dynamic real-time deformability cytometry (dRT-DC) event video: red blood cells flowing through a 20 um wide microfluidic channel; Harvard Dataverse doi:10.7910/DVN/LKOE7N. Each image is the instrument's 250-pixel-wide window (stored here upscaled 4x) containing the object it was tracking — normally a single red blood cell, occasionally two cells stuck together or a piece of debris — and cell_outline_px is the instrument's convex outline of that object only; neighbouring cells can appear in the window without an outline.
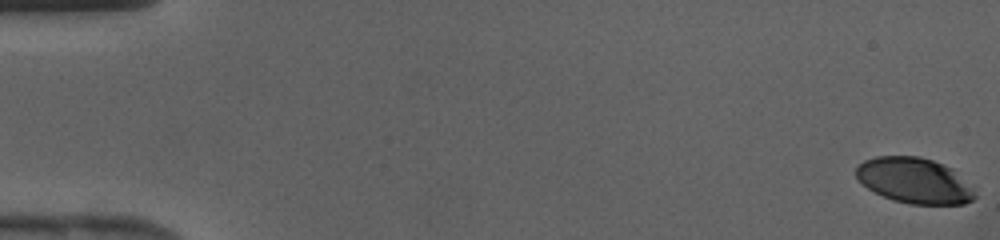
{"species": "human", "species_latin": "Homo sapiens", "temperature_condition": "cold", "stored_images_in_passage": 44, "camera_frame_rate_fps": 3000, "um_per_image_px": 0.085, "donor": {"sex": "female"}, "frame": {"image": 1, "passage_image": 1, "time_ms": 0.0, "image_size_px": [1000, 240], "cell_outline_px": [[976, 196], [972, 200], [964, 204], [908, 204], [892, 200], [868, 188], [856, 180], [856, 168], [864, 160], [876, 156], [920, 156], [944, 164], [952, 168], [972, 188]], "centroid_in_image_um": [77.7, 15.34], "position_along_channel_um": 7.3, "area_um2": 31.5}}
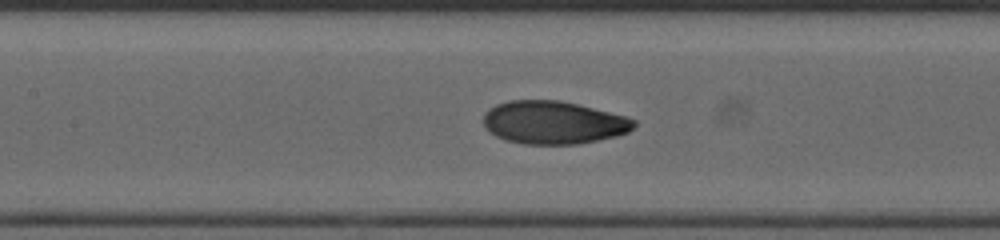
{"frame": {"image": 2, "passage_image": 21, "time_ms": 6.667, "image_size_px": [1000, 240], "cell_outline_px": [[636, 124], [628, 132], [616, 136], [576, 144], [524, 144], [504, 140], [488, 132], [484, 128], [484, 112], [496, 104], [508, 100], [560, 100], [628, 116], [636, 120]], "centroid_in_image_um": [47.02, 10.41], "position_along_channel_um": 160.4, "area_um2": 37.92}}
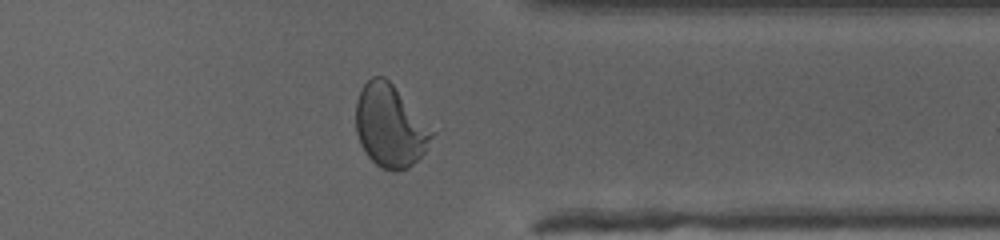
{"frame": {"image": 3, "passage_image": 35, "time_ms": 11.333, "image_size_px": [1000, 240], "cell_outline_px": [[436, 132], [424, 152], [408, 168], [396, 172], [392, 172], [380, 168], [364, 152], [360, 144], [356, 132], [356, 100], [364, 84], [372, 76], [384, 76], [392, 84]], "centroid_in_image_um": [33.15, 10.73], "position_along_channel_um": 378.3, "area_um2": 36.53}}